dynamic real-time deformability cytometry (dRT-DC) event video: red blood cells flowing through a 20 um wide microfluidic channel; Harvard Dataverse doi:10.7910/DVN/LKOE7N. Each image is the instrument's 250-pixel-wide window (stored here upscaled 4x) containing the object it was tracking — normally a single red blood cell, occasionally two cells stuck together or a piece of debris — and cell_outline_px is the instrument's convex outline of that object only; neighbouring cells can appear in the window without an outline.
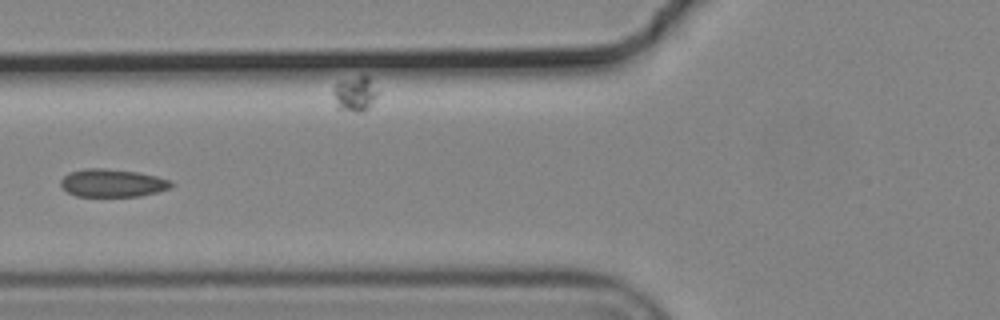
{"species": "common noctule bat (a hibernating species)", "species_latin": "Nyctalus noctula", "temperature_condition": "cold", "stored_images_in_passage": 6, "camera_frame_rate_fps": 3000, "um_per_image_px": 0.085, "animal": {"sex": "male", "body_mass_g": 19.2, "forearm_length_mm": 51.8}, "frame": {"image": 1, "passage_image": 4, "time_ms": 1.0, "image_size_px": [1000, 320], "cell_outline_px": [[176, 184], [168, 188], [156, 192], [140, 196], [76, 196], [68, 192], [60, 184], [60, 180], [68, 172], [84, 168], [104, 168], [136, 172], [156, 176], [172, 180]], "centroid_in_image_um": [9.55, 15.55], "position_along_channel_um": 116.2, "area_um2": 17.98}}
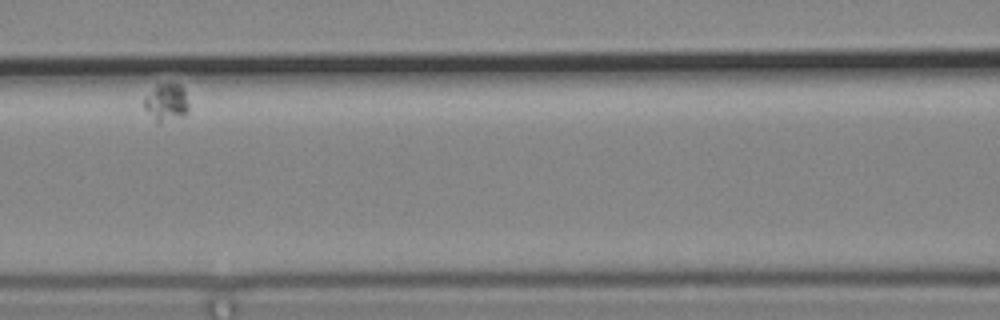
{"frame": {"image": 2, "passage_image": 5, "time_ms": 1.333, "image_size_px": [1000, 320], "cell_outline_px": [[188, 112], [184, 116], [160, 124], [156, 124], [144, 108], [144, 96], [156, 84], [180, 84], [184, 88], [188, 104]], "centroid_in_image_um": [14.12, 8.73], "position_along_channel_um": 152.5, "area_um2": 10.12}}